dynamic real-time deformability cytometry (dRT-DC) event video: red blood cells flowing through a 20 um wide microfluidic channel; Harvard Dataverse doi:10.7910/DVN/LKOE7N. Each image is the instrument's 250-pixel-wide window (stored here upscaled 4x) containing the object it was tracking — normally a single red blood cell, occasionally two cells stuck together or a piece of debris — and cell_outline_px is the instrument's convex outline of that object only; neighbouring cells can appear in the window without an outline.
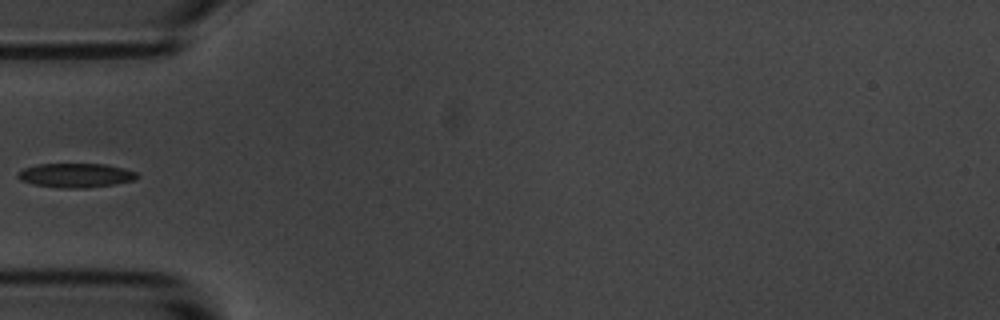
{"species": "common noctule bat (a hibernating species)", "species_latin": "Nyctalus noctula", "temperature_condition": "room temperature", "stored_images_in_passage": 6, "segment_of_instrument_passage": [2, 2], "camera_frame_rate_fps": 3000, "um_per_image_px": 0.085, "animal": {"sex": "male", "body_mass_g": 20.1, "forearm_length_mm": 53.5}, "frame": {"image": 1, "passage_image": 5, "time_ms": 5.0, "image_size_px": [1000, 320], "cell_outline_px": [[140, 176], [136, 180], [112, 184], [84, 188], [60, 188], [32, 184], [20, 180], [16, 176], [24, 168], [40, 164], [104, 164], [124, 168], [136, 172]], "centroid_in_image_um": [6.45, 14.91], "position_along_channel_um": 78.5, "area_um2": 16.76}}